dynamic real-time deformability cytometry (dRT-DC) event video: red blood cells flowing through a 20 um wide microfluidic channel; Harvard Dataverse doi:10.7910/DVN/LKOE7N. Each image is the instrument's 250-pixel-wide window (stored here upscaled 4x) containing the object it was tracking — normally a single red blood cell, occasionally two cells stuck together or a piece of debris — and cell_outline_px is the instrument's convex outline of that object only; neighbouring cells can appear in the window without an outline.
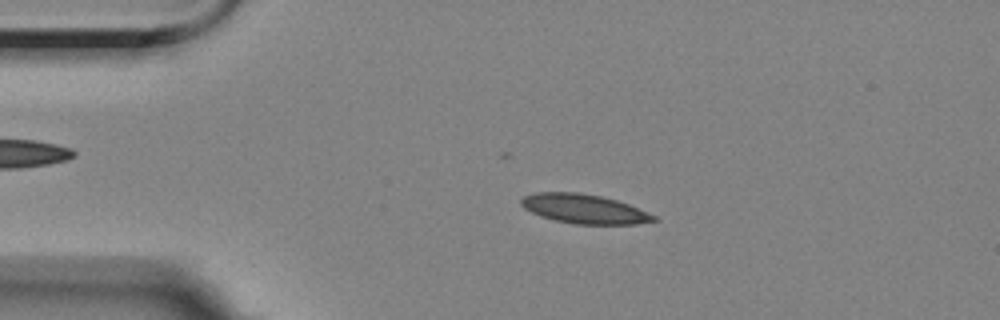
{"species": "Egyptian fruit bat (a non-hibernating species)", "species_latin": "Rousettus aegyptiacus", "temperature_condition": "room temperature", "stored_images_in_passage": 13, "camera_frame_rate_fps": 3000, "um_per_image_px": 0.085, "animal": {"sex": "female"}, "frame": {"image": 1, "passage_image": 4, "time_ms": 1.0, "image_size_px": [1000, 320], "cell_outline_px": [[660, 220], [636, 224], [576, 224], [556, 220], [540, 216], [524, 208], [520, 204], [520, 200], [524, 196], [536, 192], [580, 192], [600, 196], [616, 200], [628, 204], [656, 216]], "centroid_in_image_um": [49.65, 17.75], "position_along_channel_um": 35.3, "area_um2": 22.54}}
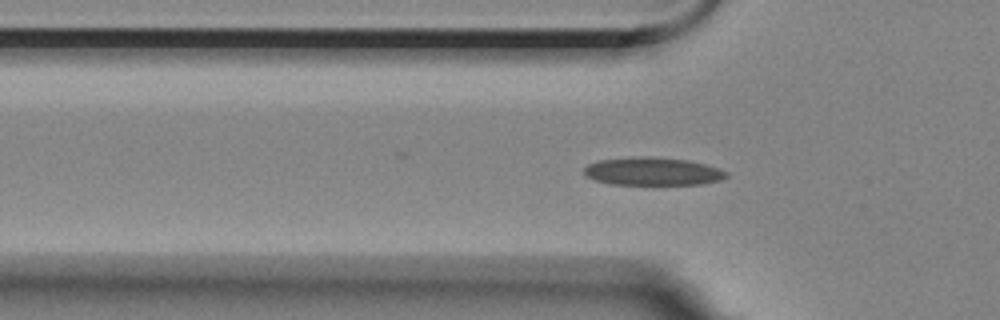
{"frame": {"image": 2, "passage_image": 10, "time_ms": 3.0, "image_size_px": [1000, 320], "cell_outline_px": [[728, 176], [720, 180], [700, 184], [608, 184], [584, 176], [584, 168], [588, 164], [600, 160], [632, 156], [652, 156], [688, 160], [704, 164], [728, 172]], "centroid_in_image_um": [55.44, 14.56], "position_along_channel_um": 70.4, "area_um2": 23.24}}